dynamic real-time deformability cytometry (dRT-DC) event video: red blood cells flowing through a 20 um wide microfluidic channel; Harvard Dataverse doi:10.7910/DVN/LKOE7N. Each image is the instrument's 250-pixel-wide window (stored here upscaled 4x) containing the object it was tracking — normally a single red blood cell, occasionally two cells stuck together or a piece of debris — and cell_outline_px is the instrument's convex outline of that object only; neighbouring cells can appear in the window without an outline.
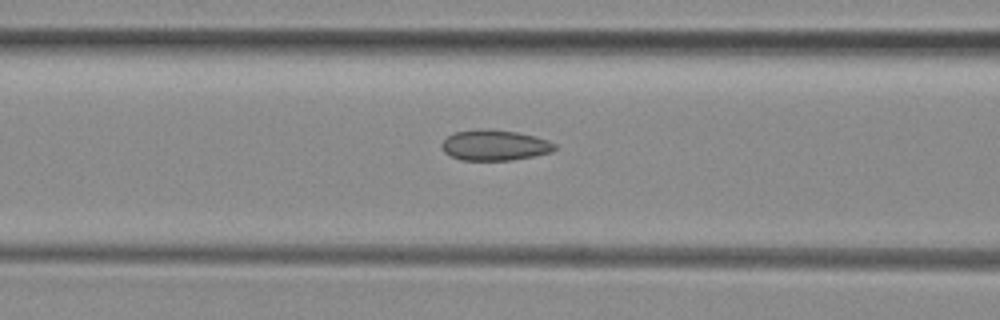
{"species": "common noctule bat (a hibernating species)", "species_latin": "Nyctalus noctula", "temperature_condition": "room temperature", "stored_images_in_passage": 40, "camera_frame_rate_fps": 3000, "um_per_image_px": 0.085, "animal": {"sex": "female", "body_mass_g": 29.2, "forearm_length_mm": 56.3}, "frame": {"image": 1, "passage_image": 19, "time_ms": 6.0, "image_size_px": [1000, 320], "cell_outline_px": [[556, 148], [552, 152], [512, 160], [460, 160], [444, 152], [440, 144], [448, 136], [456, 132], [492, 128], [516, 132], [548, 140], [556, 144]], "centroid_in_image_um": [42.05, 12.34], "position_along_channel_um": 124.6, "area_um2": 20.0}}
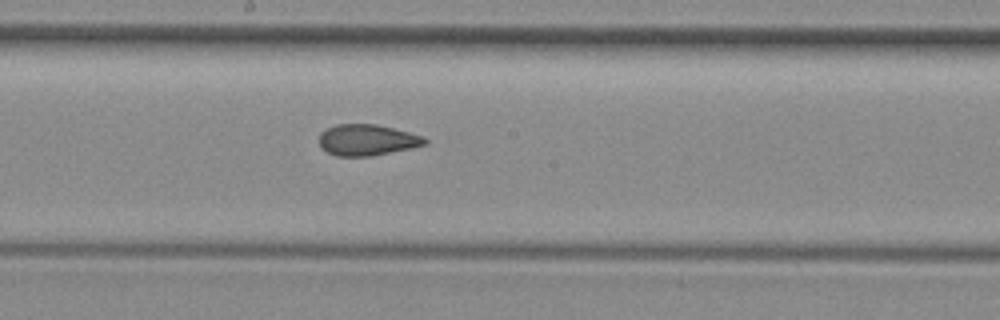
{"frame": {"image": 2, "passage_image": 26, "time_ms": 8.333, "image_size_px": [1000, 320], "cell_outline_px": [[428, 144], [412, 148], [368, 156], [336, 156], [328, 152], [320, 144], [320, 132], [336, 124], [376, 124], [424, 136], [428, 140]], "centroid_in_image_um": [31.23, 11.89], "position_along_channel_um": 217.0, "area_um2": 19.02}}
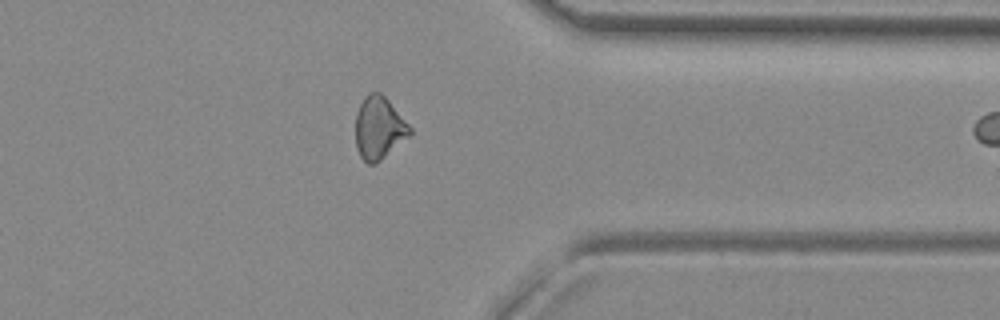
{"frame": {"image": 3, "passage_image": 39, "time_ms": 12.667, "image_size_px": [1000, 320], "cell_outline_px": [[412, 136], [376, 164], [368, 164], [360, 156], [356, 148], [356, 116], [360, 104], [364, 96], [372, 92], [380, 92], [388, 100], [412, 128]], "centroid_in_image_um": [32.24, 10.91], "position_along_channel_um": 379.2, "area_um2": 20.0}}